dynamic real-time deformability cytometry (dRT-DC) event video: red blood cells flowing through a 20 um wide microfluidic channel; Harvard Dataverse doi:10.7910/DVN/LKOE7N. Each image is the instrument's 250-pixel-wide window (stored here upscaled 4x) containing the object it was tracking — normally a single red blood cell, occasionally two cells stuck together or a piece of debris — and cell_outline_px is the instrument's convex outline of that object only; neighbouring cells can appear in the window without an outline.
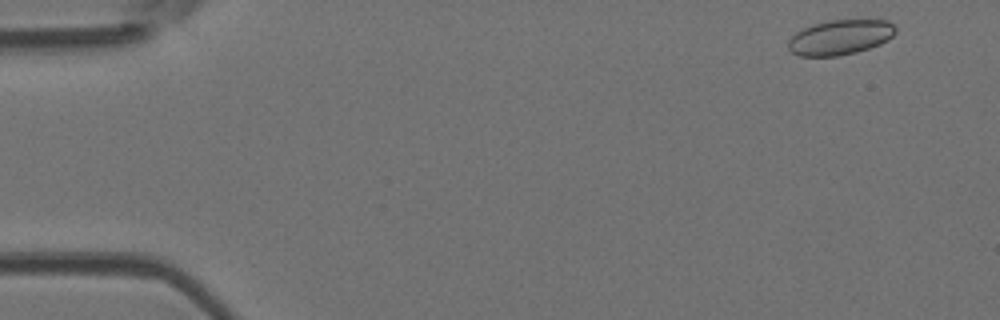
{"species": "Egyptian fruit bat (a non-hibernating species)", "species_latin": "Rousettus aegyptiacus", "temperature_condition": "room temperature", "stored_images_in_passage": 9, "camera_frame_rate_fps": 3000, "um_per_image_px": 0.085, "animal": {"sex": "female"}, "frame": {"image": 1, "passage_image": 2, "time_ms": 0.333, "image_size_px": [1000, 320], "cell_outline_px": [[896, 32], [888, 40], [880, 44], [856, 52], [840, 56], [796, 56], [788, 48], [788, 40], [796, 32], [804, 28], [816, 24], [832, 20], [888, 20], [896, 28]], "centroid_in_image_um": [71.41, 3.18], "position_along_channel_um": 13.6, "area_um2": 21.79}}